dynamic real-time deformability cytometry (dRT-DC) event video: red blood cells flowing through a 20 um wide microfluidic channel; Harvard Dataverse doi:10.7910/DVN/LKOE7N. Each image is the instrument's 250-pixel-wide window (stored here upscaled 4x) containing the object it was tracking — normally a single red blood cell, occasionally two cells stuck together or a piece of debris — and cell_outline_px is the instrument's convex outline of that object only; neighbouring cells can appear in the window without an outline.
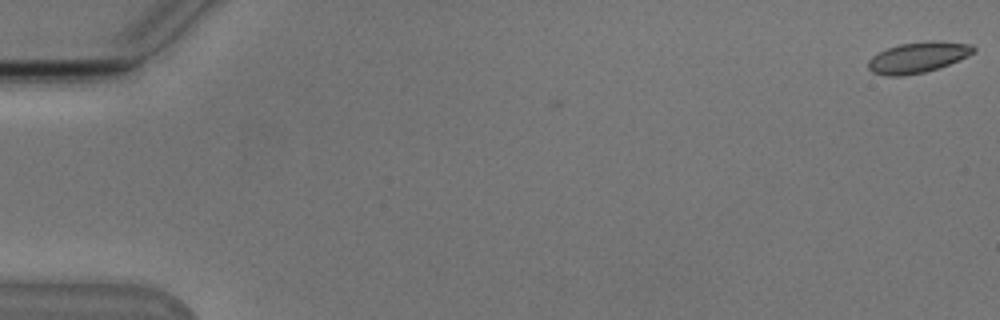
{"species": "Egyptian fruit bat (a non-hibernating species)", "species_latin": "Rousettus aegyptiacus", "temperature_condition": "cold", "stored_images_in_passage": 2, "camera_frame_rate_fps": 3000, "um_per_image_px": 0.085, "animal": {"sex": "male"}, "frame": {"image": 1, "passage_image": 2, "time_ms": 0.333, "image_size_px": [1000, 320], "cell_outline_px": [[976, 52], [968, 56], [940, 68], [924, 72], [904, 76], [888, 76], [872, 72], [868, 68], [868, 60], [872, 56], [888, 48], [900, 44], [972, 44], [976, 48]], "centroid_in_image_um": [77.97, 4.95], "position_along_channel_um": 7.0, "area_um2": 17.92}}